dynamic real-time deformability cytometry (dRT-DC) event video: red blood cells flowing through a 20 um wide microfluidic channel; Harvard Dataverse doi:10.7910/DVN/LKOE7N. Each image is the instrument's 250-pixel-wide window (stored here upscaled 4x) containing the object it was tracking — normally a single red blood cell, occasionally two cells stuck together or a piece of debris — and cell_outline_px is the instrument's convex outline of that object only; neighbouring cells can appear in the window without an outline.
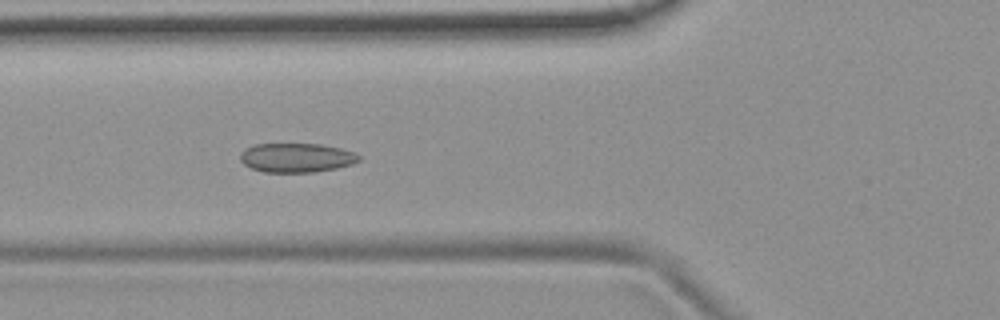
{"species": "common noctule bat (a hibernating species)", "species_latin": "Nyctalus noctula", "temperature_condition": "room temperature", "stored_images_in_passage": 53, "camera_frame_rate_fps": 3000, "um_per_image_px": 0.085, "animal": {"sex": "female", "body_mass_g": 19.9}, "frame": {"image": 1, "passage_image": 19, "time_ms": 6.0, "image_size_px": [1000, 320], "cell_outline_px": [[360, 160], [352, 164], [336, 168], [316, 172], [264, 172], [252, 168], [244, 164], [240, 160], [240, 152], [256, 144], [320, 144], [340, 148], [352, 152], [360, 156]], "centroid_in_image_um": [25.2, 13.41], "position_along_channel_um": 100.6, "area_um2": 20.06}}
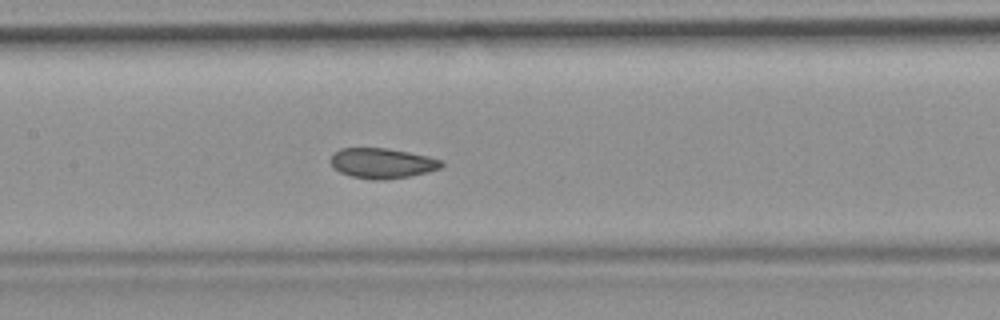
{"frame": {"image": 2, "passage_image": 25, "time_ms": 8.0, "image_size_px": [1000, 320], "cell_outline_px": [[444, 164], [440, 168], [428, 172], [408, 176], [384, 180], [372, 180], [352, 176], [340, 172], [328, 160], [332, 152], [340, 148], [388, 148], [428, 156], [444, 160]], "centroid_in_image_um": [32.47, 13.86], "position_along_channel_um": 174.9, "area_um2": 19.65}}
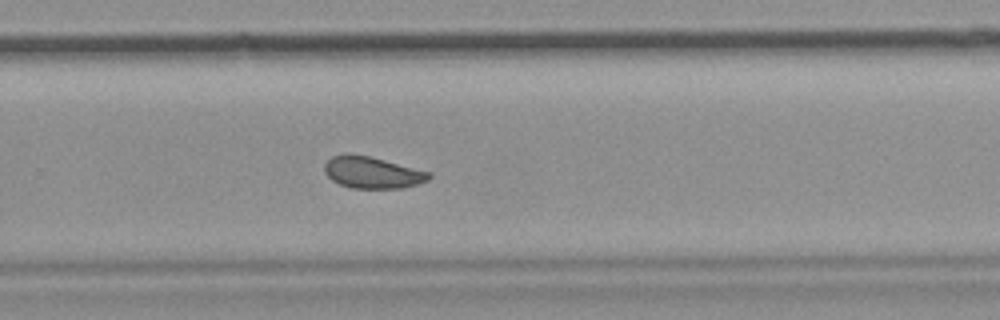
{"frame": {"image": 3, "passage_image": 35, "time_ms": 11.333, "image_size_px": [1000, 320], "cell_outline_px": [[432, 176], [428, 180], [404, 188], [352, 188], [340, 184], [332, 180], [324, 172], [324, 164], [332, 156], [348, 152], [368, 156], [432, 172]], "centroid_in_image_um": [31.64, 14.65], "position_along_channel_um": 298.2, "area_um2": 19.36}, "authors_computed_cell_mechanics": {"area_um2": 20.2878, "velocity_mm_per_s": 3.7113, "shape_relaxation_time_tau1_ms": null, "shape_relaxation_time_tau2_ms": 2.5861, "deformation_change_tau1": null, "deformation_change_tau2": 0.0526}}